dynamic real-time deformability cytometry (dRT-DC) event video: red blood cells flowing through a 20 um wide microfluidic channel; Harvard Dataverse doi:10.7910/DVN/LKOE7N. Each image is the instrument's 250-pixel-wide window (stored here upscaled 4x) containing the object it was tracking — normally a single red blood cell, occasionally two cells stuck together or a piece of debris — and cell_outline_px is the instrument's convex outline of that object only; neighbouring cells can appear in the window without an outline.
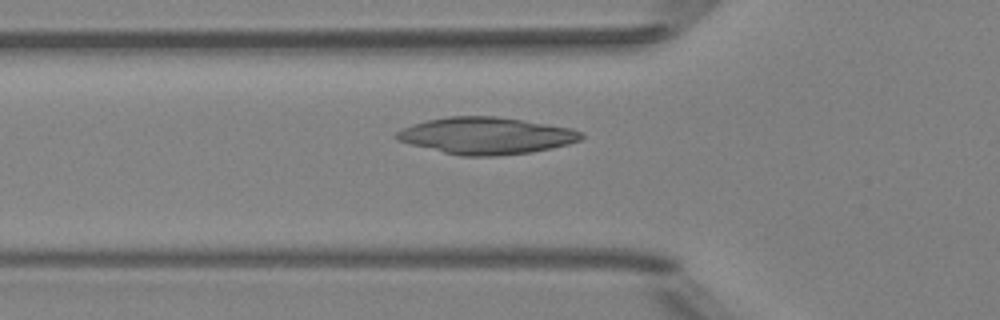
{"species": "Egyptian fruit bat (a non-hibernating species)", "species_latin": "Rousettus aegyptiacus", "temperature_condition": "room temperature", "stored_images_in_passage": 35, "camera_frame_rate_fps": 3000, "um_per_image_px": 0.085, "animal": {"sex": "female"}, "frame": {"image": 1, "passage_image": 2, "time_ms": 0.333, "image_size_px": [1000, 320], "cell_outline_px": [[584, 136], [580, 140], [568, 144], [552, 148], [532, 152], [496, 156], [460, 156], [396, 140], [392, 136], [400, 128], [412, 124], [428, 120], [448, 116], [496, 116], [572, 128], [584, 132]], "centroid_in_image_um": [41.32, 11.53], "position_along_channel_um": 84.5, "area_um2": 39.71}}
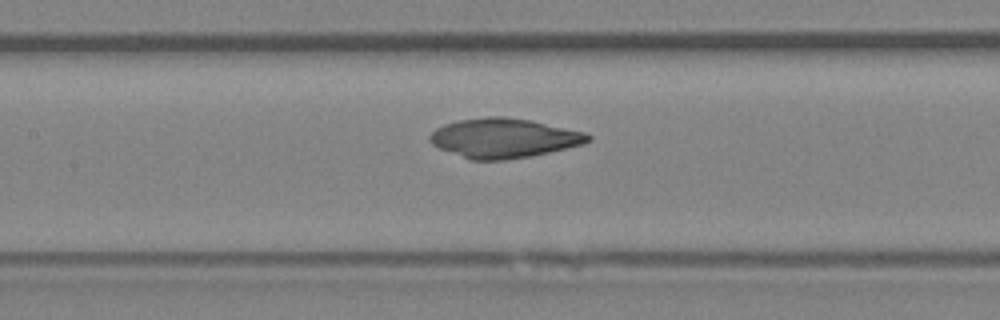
{"frame": {"image": 2, "passage_image": 8, "time_ms": 2.333, "image_size_px": [1000, 320], "cell_outline_px": [[592, 140], [584, 144], [532, 156], [504, 160], [472, 160], [440, 148], [432, 144], [428, 140], [428, 136], [436, 128], [444, 124], [460, 120], [488, 116], [504, 116], [528, 120], [584, 132], [592, 136]], "centroid_in_image_um": [42.82, 11.74], "position_along_channel_um": 164.6, "area_um2": 36.18}}
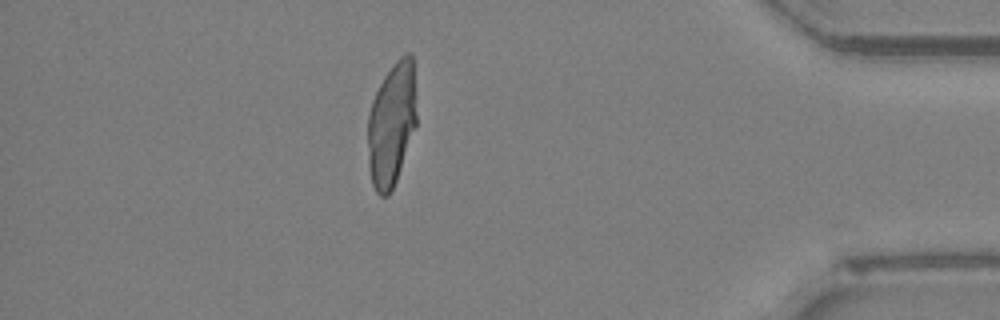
{"frame": {"image": 3, "passage_image": 29, "time_ms": 9.333, "image_size_px": [1000, 320], "cell_outline_px": [[416, 124], [396, 180], [388, 196], [380, 196], [376, 192], [372, 184], [368, 168], [368, 116], [372, 100], [384, 76], [392, 64], [404, 52], [412, 52], [416, 96]], "centroid_in_image_um": [33.28, 10.51], "position_along_channel_um": 401.9, "area_um2": 35.32}}